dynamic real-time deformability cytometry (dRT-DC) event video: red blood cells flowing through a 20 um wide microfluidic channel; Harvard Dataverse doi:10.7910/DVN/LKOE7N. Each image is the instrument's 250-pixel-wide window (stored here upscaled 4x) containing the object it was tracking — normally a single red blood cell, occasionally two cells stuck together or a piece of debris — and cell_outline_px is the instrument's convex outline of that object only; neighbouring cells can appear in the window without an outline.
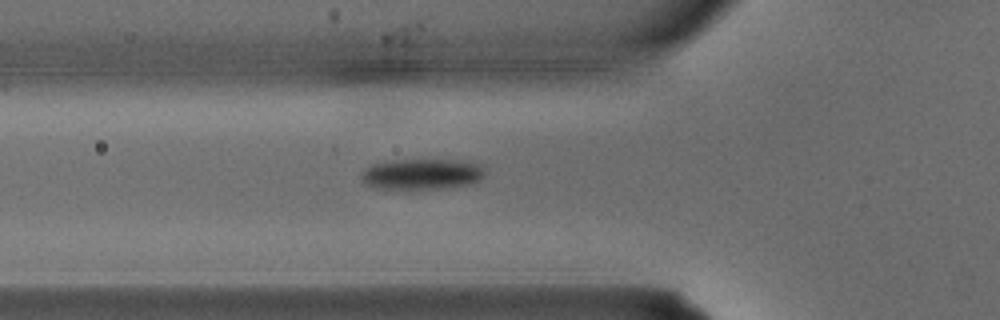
{"species": "common noctule bat (a hibernating species)", "species_latin": "Nyctalus noctula", "temperature_condition": "warm", "stored_images_in_passage": 3, "camera_frame_rate_fps": 3000, "um_per_image_px": 0.085, "animal": {"sex": "male", "body_mass_g": 15.6}, "frame": {"image": 1, "passage_image": 3, "time_ms": 0.667, "image_size_px": [1000, 320], "cell_outline_px": [[484, 176], [480, 180], [472, 184], [444, 188], [408, 192], [392, 192], [372, 188], [364, 184], [360, 180], [360, 172], [364, 168], [372, 164], [404, 160], [448, 160], [480, 164], [484, 168]], "centroid_in_image_um": [35.74, 14.88], "position_along_channel_um": 90.1, "area_um2": 23.29}}